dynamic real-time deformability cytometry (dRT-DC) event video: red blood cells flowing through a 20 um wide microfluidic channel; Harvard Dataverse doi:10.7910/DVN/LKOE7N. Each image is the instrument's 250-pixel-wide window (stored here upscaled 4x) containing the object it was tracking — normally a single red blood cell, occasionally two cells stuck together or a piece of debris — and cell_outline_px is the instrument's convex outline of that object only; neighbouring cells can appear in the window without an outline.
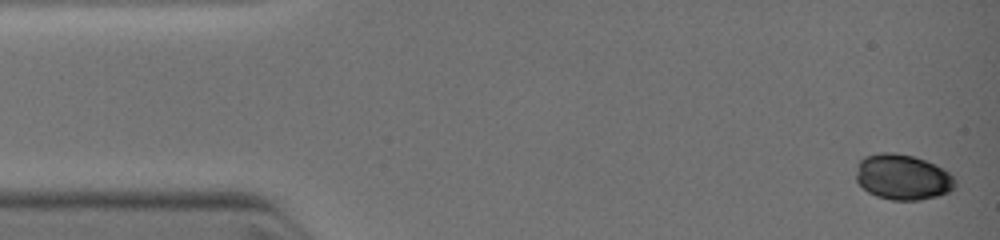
{"species": "common noctule bat (a hibernating species)", "species_latin": "Nyctalus noctula", "temperature_condition": "warm", "stored_images_in_passage": 45, "camera_frame_rate_fps": 3000, "um_per_image_px": 0.085, "animal": {"sex": "female", "body_mass_g": 19.0, "forearm_length_mm": 51.5}, "frame": {"image": 1, "passage_image": 1, "time_ms": 0.0, "image_size_px": [1000, 240], "cell_outline_px": [[956, 184], [948, 192], [936, 196], [920, 200], [892, 200], [876, 196], [868, 192], [856, 180], [856, 164], [864, 156], [880, 152], [896, 152], [912, 156], [924, 160], [948, 172], [956, 180]], "centroid_in_image_um": [76.68, 15.04], "position_along_channel_um": 8.3, "area_um2": 26.18}}
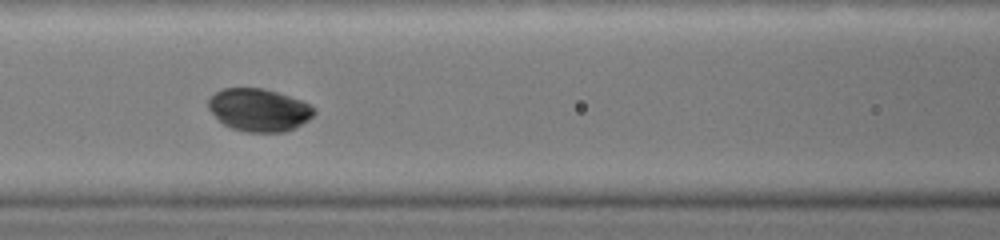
{"frame": {"image": 2, "passage_image": 21, "time_ms": 5.0, "image_size_px": [1000, 240], "cell_outline_px": [[316, 112], [308, 120], [296, 128], [284, 132], [244, 132], [232, 128], [224, 124], [208, 108], [208, 100], [216, 92], [224, 88], [264, 88], [300, 100], [316, 108]], "centroid_in_image_um": [22.03, 9.35], "position_along_channel_um": 144.6, "area_um2": 26.18}}
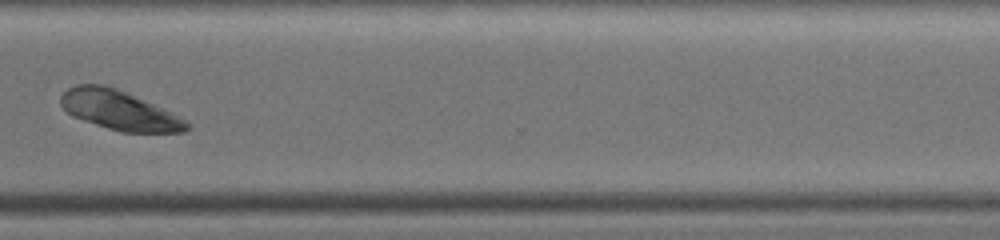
{"frame": {"image": 3, "passage_image": 38, "time_ms": 9.333, "image_size_px": [1000, 240], "cell_outline_px": [[192, 128], [184, 132], [120, 132], [72, 116], [60, 104], [60, 96], [68, 88], [76, 84], [104, 84], [116, 88], [164, 108], [192, 124]], "centroid_in_image_um": [10.16, 9.37], "position_along_channel_um": 360.4, "area_um2": 28.9}}